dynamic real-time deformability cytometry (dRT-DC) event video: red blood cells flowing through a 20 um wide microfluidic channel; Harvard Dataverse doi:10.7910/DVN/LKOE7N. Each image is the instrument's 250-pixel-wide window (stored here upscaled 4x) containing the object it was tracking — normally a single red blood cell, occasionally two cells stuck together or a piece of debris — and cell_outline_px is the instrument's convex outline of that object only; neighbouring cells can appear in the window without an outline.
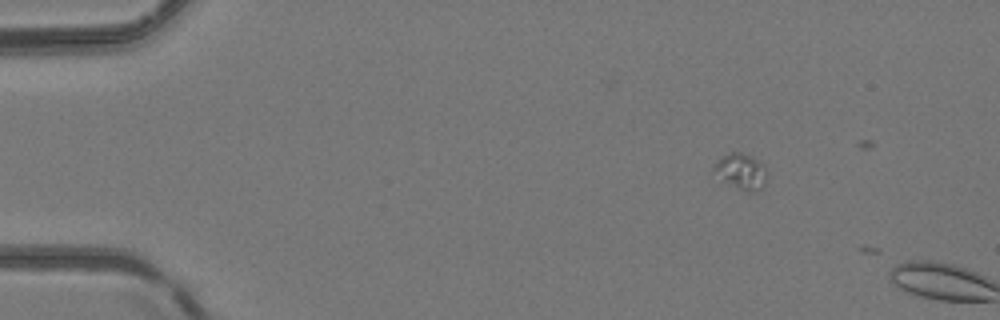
{"species": "common noctule bat (a hibernating species)", "species_latin": "Nyctalus noctula", "temperature_condition": "room temperature", "stored_images_in_passage": 5, "camera_frame_rate_fps": 3000, "um_per_image_px": 0.085, "animal": {"sex": "female", "body_mass_g": 24.6, "forearm_length_mm": 56.2}, "frame": {"image": 1, "passage_image": 3, "time_ms": 0.667, "image_size_px": [1000, 320], "cell_outline_px": [[764, 184], [756, 192], [748, 192], [724, 180], [712, 168], [716, 160], [732, 152], [740, 152], [752, 156], [764, 164]], "centroid_in_image_um": [63.0, 14.54], "position_along_channel_um": 22.0, "area_um2": 10.52}}